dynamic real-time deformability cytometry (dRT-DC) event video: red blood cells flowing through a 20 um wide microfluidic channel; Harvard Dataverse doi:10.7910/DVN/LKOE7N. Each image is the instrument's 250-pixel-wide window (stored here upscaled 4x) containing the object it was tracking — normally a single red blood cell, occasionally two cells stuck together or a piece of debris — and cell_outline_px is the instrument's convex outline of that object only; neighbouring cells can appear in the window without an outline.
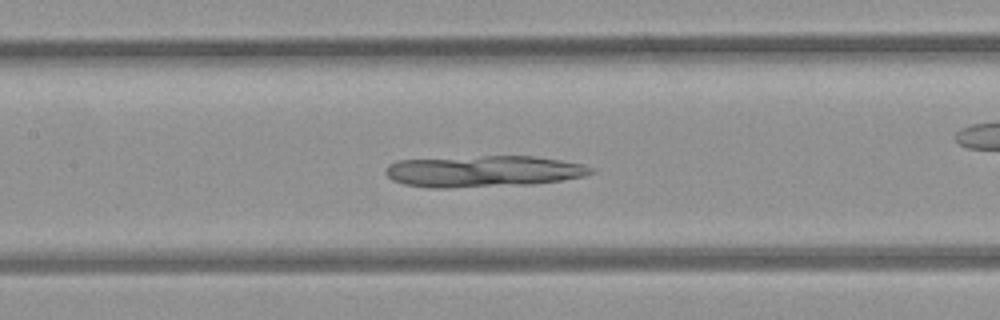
{"species": "common noctule bat (a hibernating species)", "species_latin": "Nyctalus noctula", "temperature_condition": "room temperature", "stored_images_in_passage": 50, "camera_frame_rate_fps": 3000, "um_per_image_px": 0.085, "animal": {"sex": "female", "body_mass_g": 21.9}, "frame": {"image": 1, "passage_image": 21, "time_ms": 6.667, "image_size_px": [1000, 320], "cell_outline_px": [[596, 172], [584, 176], [564, 180], [532, 184], [452, 188], [432, 188], [404, 184], [392, 180], [384, 172], [384, 168], [388, 164], [396, 160], [484, 156], [532, 156], [560, 160], [584, 164], [596, 168]], "centroid_in_image_um": [41.1, 14.56], "position_along_channel_um": 166.3, "area_um2": 37.97}}
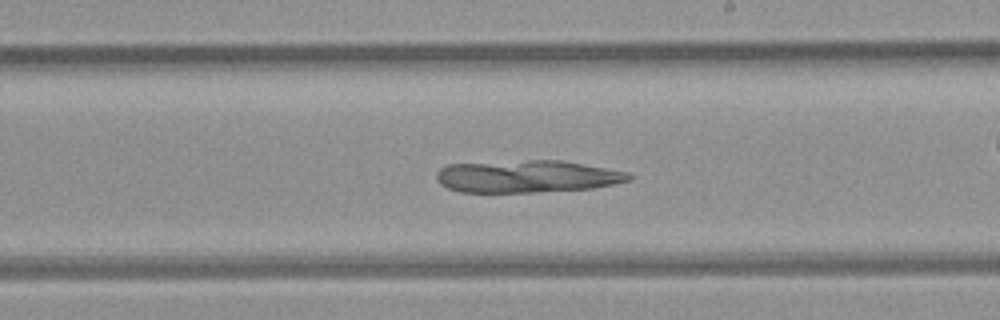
{"frame": {"image": 2, "passage_image": 27, "time_ms": 8.667, "image_size_px": [1000, 320], "cell_outline_px": [[636, 176], [632, 180], [592, 188], [532, 192], [460, 192], [448, 188], [440, 184], [436, 180], [436, 172], [440, 168], [448, 164], [532, 160], [560, 160], [628, 172]], "centroid_in_image_um": [44.79, 14.99], "position_along_channel_um": 244.2, "area_um2": 36.24}}
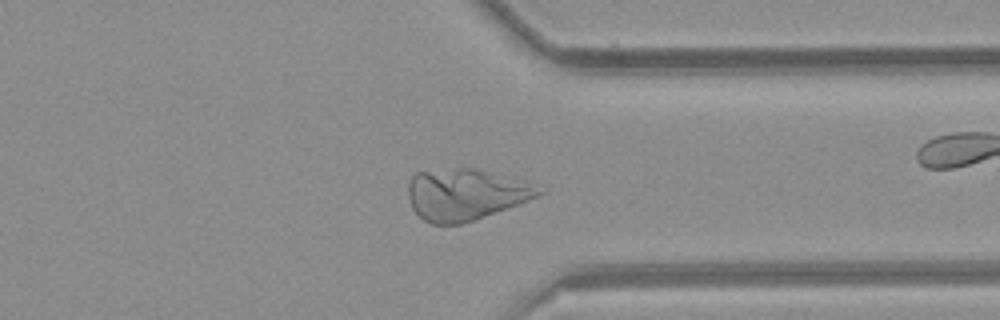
{"frame": {"image": 3, "passage_image": 37, "time_ms": 12.0, "image_size_px": [1000, 320], "cell_outline_px": [[544, 192], [528, 200], [472, 220], [460, 224], [432, 224], [424, 220], [412, 208], [408, 196], [408, 184], [412, 176], [416, 172], [460, 168], [472, 168], [512, 176], [528, 180]], "centroid_in_image_um": [39.56, 16.5], "position_along_channel_um": 371.8, "area_um2": 38.78}}